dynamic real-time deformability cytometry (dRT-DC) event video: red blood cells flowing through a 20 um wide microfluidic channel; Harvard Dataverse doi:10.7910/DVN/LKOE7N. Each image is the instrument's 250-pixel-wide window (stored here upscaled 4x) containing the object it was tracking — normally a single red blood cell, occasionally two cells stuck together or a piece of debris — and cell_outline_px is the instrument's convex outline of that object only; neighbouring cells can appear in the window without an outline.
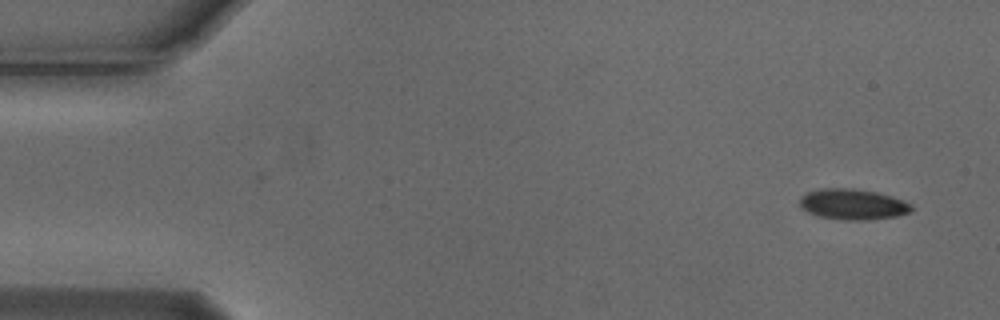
{"species": "Egyptian fruit bat (a non-hibernating species)", "species_latin": "Rousettus aegyptiacus", "temperature_condition": "cold", "stored_images_in_passage": 5, "camera_frame_rate_fps": 3000, "um_per_image_px": 0.085, "animal": {"sex": "male"}, "frame": {"image": 1, "passage_image": 1, "time_ms": 0.0, "image_size_px": [1000, 320], "cell_outline_px": [[912, 212], [896, 216], [868, 220], [844, 220], [820, 216], [808, 212], [800, 204], [800, 196], [808, 192], [820, 188], [852, 188], [876, 192], [892, 196], [912, 204]], "centroid_in_image_um": [72.51, 17.36], "position_along_channel_um": 12.5, "area_um2": 19.94}}
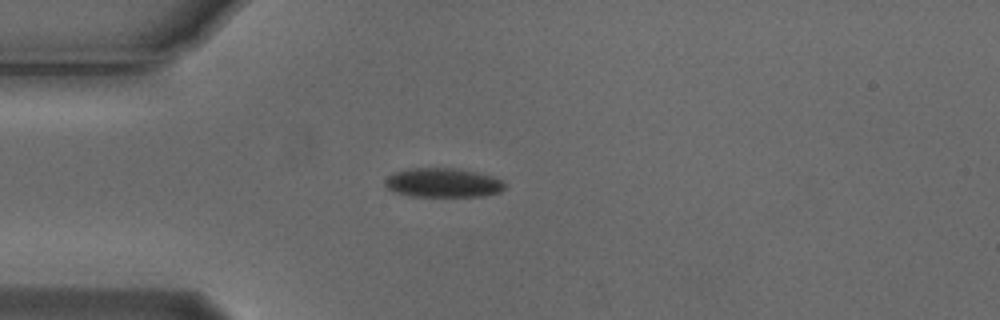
{"frame": {"image": 2, "passage_image": 4, "time_ms": 1.0, "image_size_px": [1000, 320], "cell_outline_px": [[504, 188], [500, 192], [484, 196], [408, 196], [396, 192], [388, 188], [384, 184], [384, 180], [392, 172], [408, 168], [460, 168], [492, 176], [500, 180], [504, 184]], "centroid_in_image_um": [37.61, 15.52], "position_along_channel_um": 47.4, "area_um2": 20.46}}